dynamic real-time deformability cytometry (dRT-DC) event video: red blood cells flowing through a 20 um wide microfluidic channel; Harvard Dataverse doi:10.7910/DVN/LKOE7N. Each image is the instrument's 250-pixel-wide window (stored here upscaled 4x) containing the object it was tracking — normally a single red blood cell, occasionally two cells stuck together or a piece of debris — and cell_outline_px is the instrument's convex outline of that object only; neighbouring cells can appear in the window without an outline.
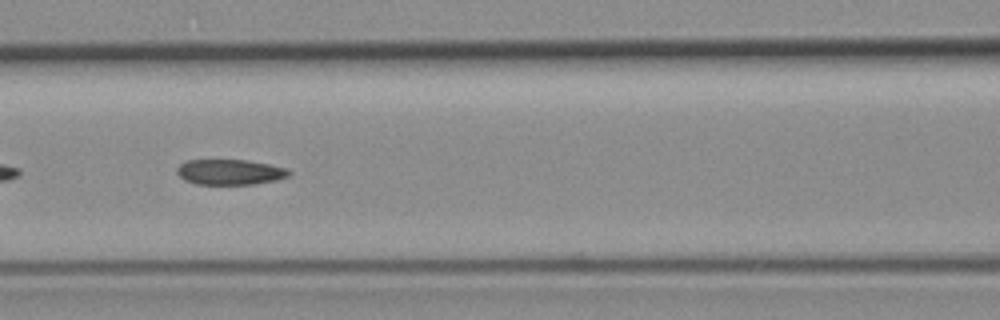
{"species": "common noctule bat (a hibernating species)", "species_latin": "Nyctalus noctula", "temperature_condition": "room temperature", "stored_images_in_passage": 9, "segment_of_instrument_passage": [2, 2], "camera_frame_rate_fps": 3000, "um_per_image_px": 0.085, "animal": {"sex": "female", "body_mass_g": 19.3, "forearm_length_mm": 54.1}, "frame": {"image": 1, "passage_image": 6, "time_ms": 1.667, "image_size_px": [1000, 320], "cell_outline_px": [[292, 172], [288, 176], [276, 180], [256, 184], [196, 184], [184, 180], [176, 172], [176, 168], [180, 164], [188, 160], [244, 160], [268, 164], [288, 168]], "centroid_in_image_um": [19.55, 14.63], "position_along_channel_um": 147.1, "area_um2": 16.59}}
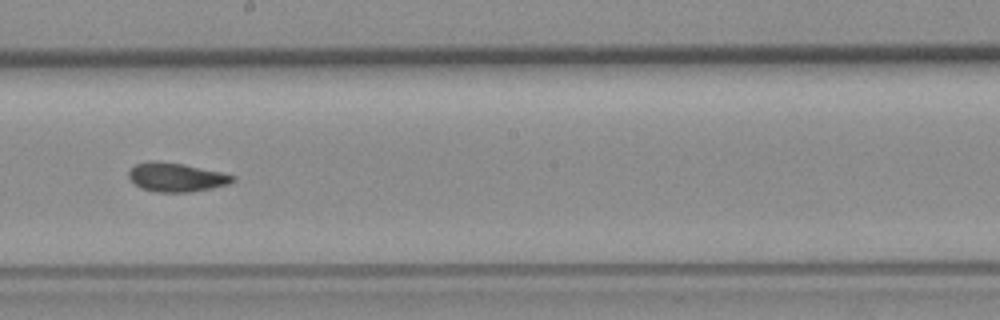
{"frame": {"image": 2, "passage_image": 8, "time_ms": 2.333, "image_size_px": [1000, 320], "cell_outline_px": [[236, 180], [228, 184], [212, 188], [192, 192], [156, 192], [140, 188], [128, 176], [128, 172], [136, 164], [148, 160], [156, 160], [184, 164], [220, 172], [236, 176]], "centroid_in_image_um": [14.98, 15.06], "position_along_channel_um": 233.2, "area_um2": 17.57}}
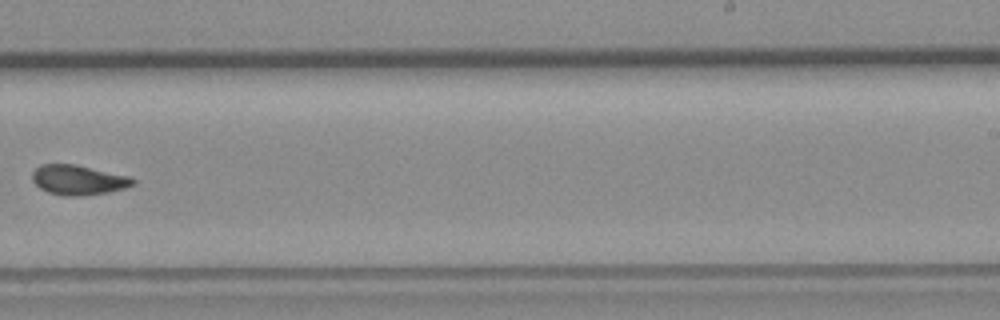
{"frame": {"image": 3, "passage_image": 9, "time_ms": 2.667, "image_size_px": [1000, 320], "cell_outline_px": [[136, 184], [124, 188], [108, 192], [80, 196], [64, 196], [48, 192], [40, 188], [32, 180], [32, 172], [40, 164], [76, 164], [132, 176], [136, 180]], "centroid_in_image_um": [6.69, 15.28], "position_along_channel_um": 282.3, "area_um2": 17.74}}